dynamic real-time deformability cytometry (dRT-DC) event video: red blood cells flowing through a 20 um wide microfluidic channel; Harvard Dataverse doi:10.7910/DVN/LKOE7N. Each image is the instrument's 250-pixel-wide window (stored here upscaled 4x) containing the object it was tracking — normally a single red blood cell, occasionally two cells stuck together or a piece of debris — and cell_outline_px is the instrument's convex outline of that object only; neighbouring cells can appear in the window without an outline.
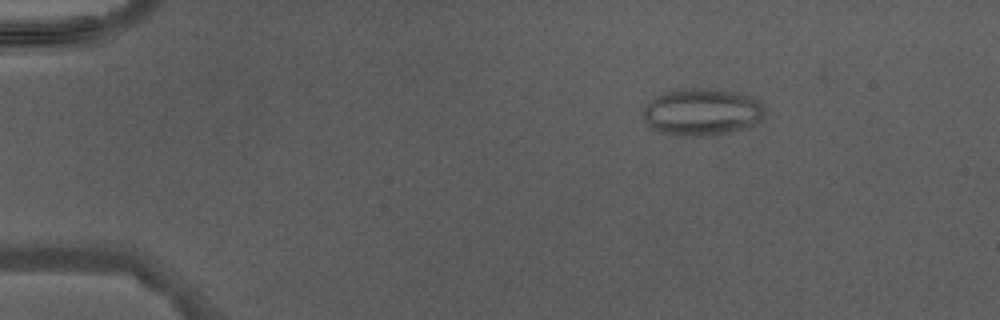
{"species": "Egyptian fruit bat (a non-hibernating species)", "species_latin": "Rousettus aegyptiacus", "temperature_condition": "warm", "stored_images_in_passage": 3, "camera_frame_rate_fps": 3000, "um_per_image_px": 0.085, "animal": {"sex": "male"}, "frame": {"image": 1, "passage_image": 1, "time_ms": 0.0, "image_size_px": [1000, 320], "cell_outline_px": [[764, 116], [756, 124], [732, 132], [708, 136], [680, 136], [656, 132], [644, 120], [644, 108], [648, 100], [660, 92], [676, 88], [720, 88], [752, 96], [764, 104]], "centroid_in_image_um": [59.65, 9.5], "position_along_channel_um": 25.3, "area_um2": 34.39}}